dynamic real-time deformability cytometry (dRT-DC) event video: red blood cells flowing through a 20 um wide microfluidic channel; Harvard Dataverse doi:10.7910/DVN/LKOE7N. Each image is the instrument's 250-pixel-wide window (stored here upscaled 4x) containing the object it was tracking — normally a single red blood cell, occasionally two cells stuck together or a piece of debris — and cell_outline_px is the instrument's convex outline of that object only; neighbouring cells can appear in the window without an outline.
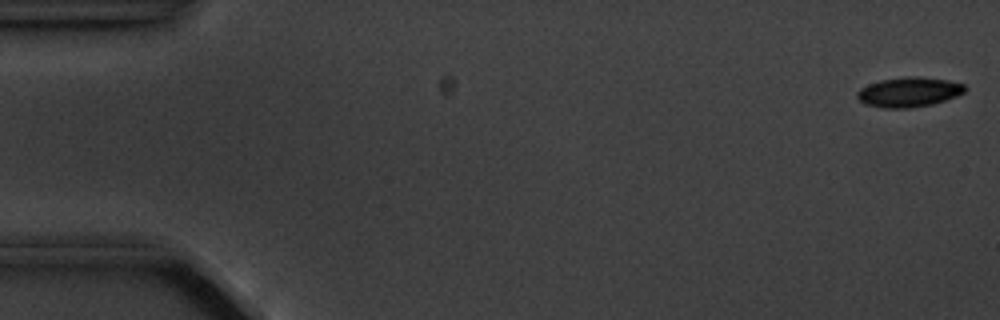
{"species": "common noctule bat (a hibernating species)", "species_latin": "Nyctalus noctula", "temperature_condition": "cold", "stored_images_in_passage": 4, "camera_frame_rate_fps": 3000, "um_per_image_px": 0.085, "animal": {"sex": "male", "body_mass_g": 20.1, "forearm_length_mm": 53.5}, "frame": {"image": 1, "passage_image": 1, "time_ms": 0.0, "image_size_px": [1000, 320], "cell_outline_px": [[968, 88], [964, 92], [956, 96], [932, 104], [908, 108], [884, 108], [864, 104], [856, 96], [856, 92], [860, 88], [868, 84], [880, 80], [904, 76], [916, 76], [948, 80], [964, 84]], "centroid_in_image_um": [77.24, 7.81], "position_along_channel_um": 7.8, "area_um2": 18.79}}